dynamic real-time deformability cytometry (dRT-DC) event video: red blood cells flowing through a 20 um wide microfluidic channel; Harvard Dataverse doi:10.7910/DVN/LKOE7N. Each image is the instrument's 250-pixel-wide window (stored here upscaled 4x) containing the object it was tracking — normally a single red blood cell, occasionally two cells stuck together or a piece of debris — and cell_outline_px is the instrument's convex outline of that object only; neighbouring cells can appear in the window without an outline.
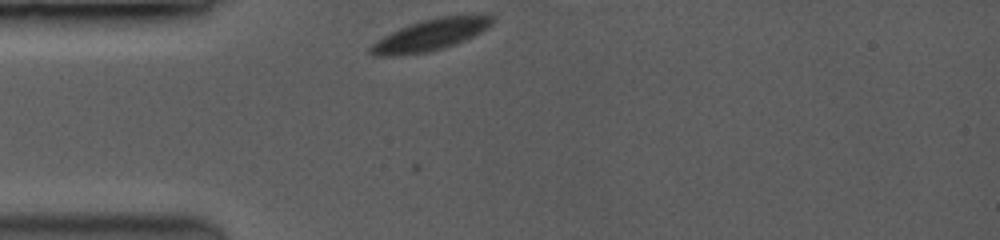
{"species": "common noctule bat (a hibernating species)", "species_latin": "Nyctalus noctula", "temperature_condition": "room temperature", "stored_images_in_passage": 24, "camera_frame_rate_fps": 3500, "um_per_image_px": 0.085, "animal": {"sex": "female", "body_mass_g": 19.0, "forearm_length_mm": 53.3}, "frame": {"image": 1, "passage_image": 1, "time_ms": 0.0, "image_size_px": [1000, 240], "cell_outline_px": [[496, 20], [488, 28], [464, 40], [428, 52], [388, 56], [376, 56], [368, 52], [368, 48], [376, 40], [408, 24], [420, 20], [440, 16], [496, 16]], "centroid_in_image_um": [36.54, 2.96], "position_along_channel_um": 48.5, "area_um2": 21.91}}
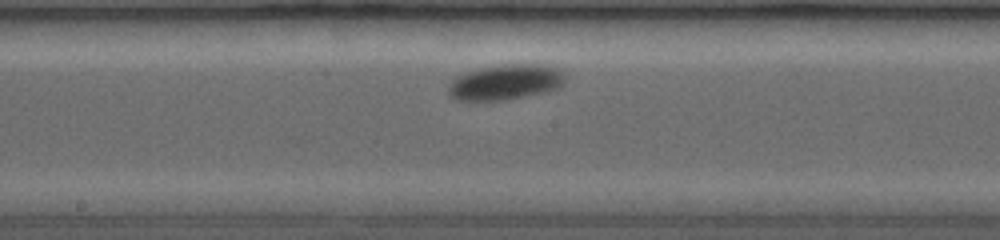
{"frame": {"image": 2, "passage_image": 14, "time_ms": 4.571, "image_size_px": [1000, 240], "cell_outline_px": [[564, 84], [556, 88], [540, 92], [492, 100], [460, 100], [452, 96], [448, 92], [448, 88], [452, 80], [456, 76], [480, 68], [500, 64], [544, 64], [560, 68], [564, 72]], "centroid_in_image_um": [42.98, 6.93], "position_along_channel_um": 205.2, "area_um2": 23.47}}
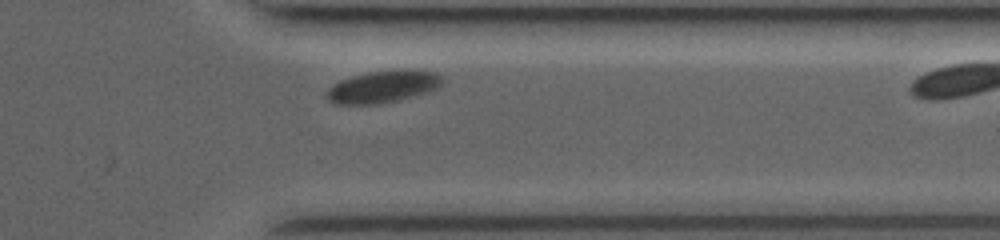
{"frame": {"image": 3, "passage_image": 23, "time_ms": 9.143, "image_size_px": [1000, 240], "cell_outline_px": [[444, 80], [440, 88], [428, 92], [380, 104], [332, 104], [324, 96], [328, 88], [332, 84], [340, 80], [352, 76], [372, 72], [432, 72], [440, 76]], "centroid_in_image_um": [32.46, 7.42], "position_along_channel_um": 378.9, "area_um2": 20.98}}